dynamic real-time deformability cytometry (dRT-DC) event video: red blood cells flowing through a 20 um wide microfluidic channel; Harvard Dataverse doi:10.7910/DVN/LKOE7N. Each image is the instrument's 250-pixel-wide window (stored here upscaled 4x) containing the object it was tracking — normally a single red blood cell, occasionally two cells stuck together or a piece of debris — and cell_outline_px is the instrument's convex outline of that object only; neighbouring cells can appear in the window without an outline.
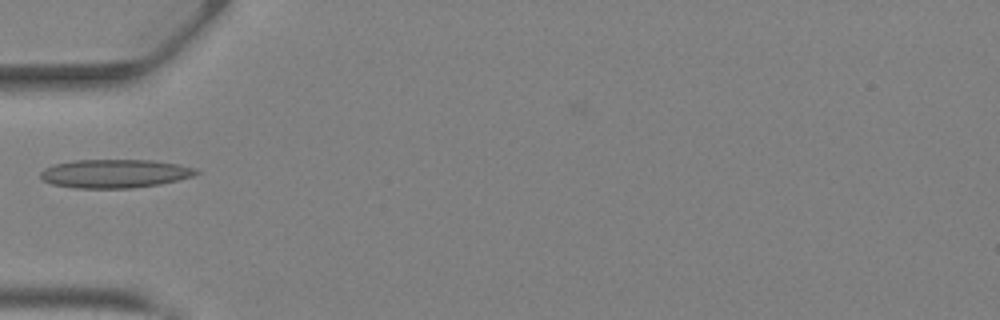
{"species": "Egyptian fruit bat (a non-hibernating species)", "species_latin": "Rousettus aegyptiacus", "temperature_condition": "warm", "stored_images_in_passage": 28, "camera_frame_rate_fps": 3000, "um_per_image_px": 0.085, "animal": {"sex": "female"}, "frame": {"image": 1, "passage_image": 1, "time_ms": 0.0, "image_size_px": [1000, 320], "cell_outline_px": [[200, 172], [192, 176], [160, 184], [132, 188], [72, 188], [52, 184], [44, 180], [40, 176], [40, 172], [44, 168], [56, 164], [72, 160], [152, 160], [180, 164], [196, 168]], "centroid_in_image_um": [9.76, 14.75], "position_along_channel_um": 75.2, "area_um2": 25.95}}
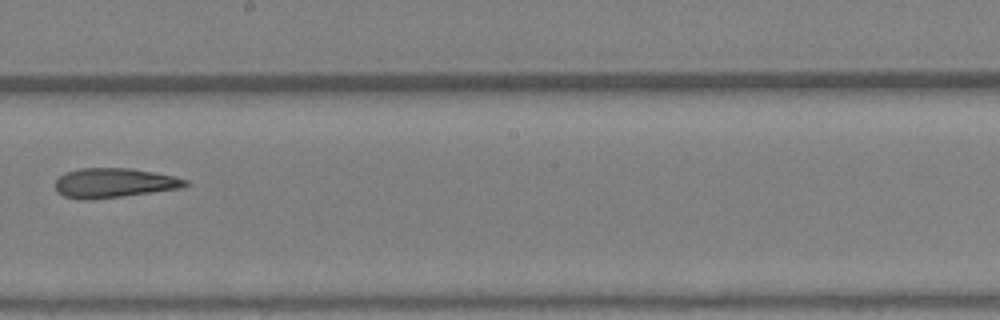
{"frame": {"image": 2, "passage_image": 11, "time_ms": 3.333, "image_size_px": [1000, 320], "cell_outline_px": [[188, 184], [180, 188], [120, 196], [88, 200], [80, 200], [64, 196], [56, 192], [56, 180], [60, 176], [68, 172], [80, 168], [132, 168], [176, 176], [188, 180]], "centroid_in_image_um": [9.68, 15.54], "position_along_channel_um": 238.5, "area_um2": 22.25}}
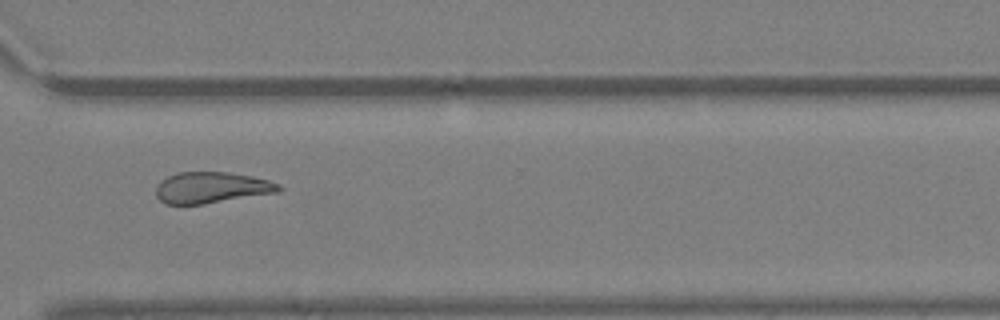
{"frame": {"image": 3, "passage_image": 18, "time_ms": 5.667, "image_size_px": [1000, 320], "cell_outline_px": [[284, 188], [280, 192], [204, 204], [168, 204], [160, 200], [156, 196], [156, 188], [160, 180], [176, 172], [228, 172], [252, 176], [268, 180], [280, 184]], "centroid_in_image_um": [18.0, 15.94], "position_along_channel_um": 352.6, "area_um2": 22.48}}